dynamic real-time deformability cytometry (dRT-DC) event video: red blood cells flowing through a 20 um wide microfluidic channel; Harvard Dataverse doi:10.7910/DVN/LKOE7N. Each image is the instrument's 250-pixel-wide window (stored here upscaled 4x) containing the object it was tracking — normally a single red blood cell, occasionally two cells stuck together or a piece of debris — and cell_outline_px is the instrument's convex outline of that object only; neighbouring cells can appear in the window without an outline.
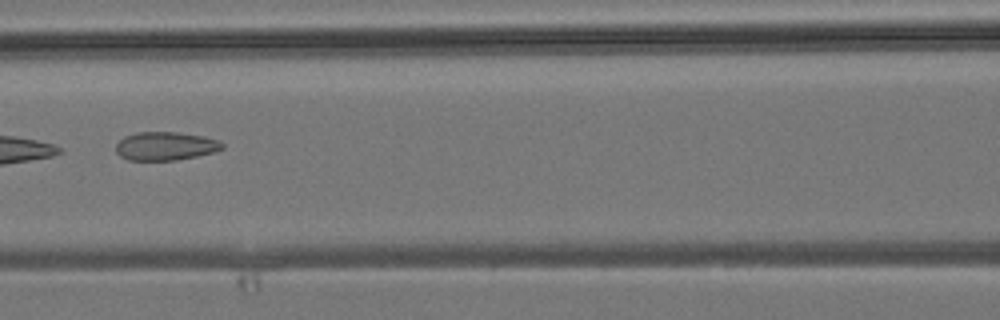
{"species": "common noctule bat (a hibernating species)", "species_latin": "Nyctalus noctula", "temperature_condition": "room temperature", "stored_images_in_passage": 7, "camera_frame_rate_fps": 3000, "um_per_image_px": 0.085, "animal": {"sex": "male", "body_mass_g": 19.2, "forearm_length_mm": 51.8}, "frame": {"image": 1, "passage_image": 7, "time_ms": 6.667, "image_size_px": [1000, 320], "cell_outline_px": [[224, 148], [212, 152], [196, 156], [176, 160], [128, 160], [120, 156], [116, 152], [116, 144], [124, 136], [136, 132], [176, 132], [204, 136], [220, 140], [224, 144]], "centroid_in_image_um": [14.06, 12.41], "position_along_channel_um": 152.5, "area_um2": 17.69}}